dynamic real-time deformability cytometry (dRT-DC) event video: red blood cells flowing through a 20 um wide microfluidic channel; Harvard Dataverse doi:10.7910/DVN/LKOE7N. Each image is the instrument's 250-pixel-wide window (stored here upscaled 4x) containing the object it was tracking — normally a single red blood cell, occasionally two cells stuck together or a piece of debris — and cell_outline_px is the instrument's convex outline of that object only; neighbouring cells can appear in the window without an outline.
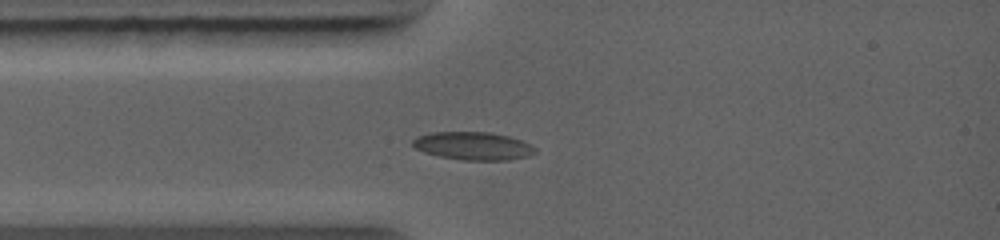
{"species": "common noctule bat (a hibernating species)", "species_latin": "Nyctalus noctula", "temperature_condition": "warm", "stored_images_in_passage": 5, "camera_frame_rate_fps": 5000, "um_per_image_px": 0.085, "animal": {"sex": "female", "body_mass_g": 19.0, "forearm_length_mm": 56.7}, "frame": {"image": 1, "passage_image": 5, "time_ms": 2.2, "image_size_px": [1000, 240], "cell_outline_px": [[536, 152], [528, 156], [508, 160], [460, 160], [440, 156], [424, 152], [416, 148], [412, 144], [412, 140], [420, 136], [432, 132], [488, 132], [508, 136], [520, 140], [536, 148]], "centroid_in_image_um": [40.22, 12.41], "position_along_channel_um": 44.8, "area_um2": 19.77}}